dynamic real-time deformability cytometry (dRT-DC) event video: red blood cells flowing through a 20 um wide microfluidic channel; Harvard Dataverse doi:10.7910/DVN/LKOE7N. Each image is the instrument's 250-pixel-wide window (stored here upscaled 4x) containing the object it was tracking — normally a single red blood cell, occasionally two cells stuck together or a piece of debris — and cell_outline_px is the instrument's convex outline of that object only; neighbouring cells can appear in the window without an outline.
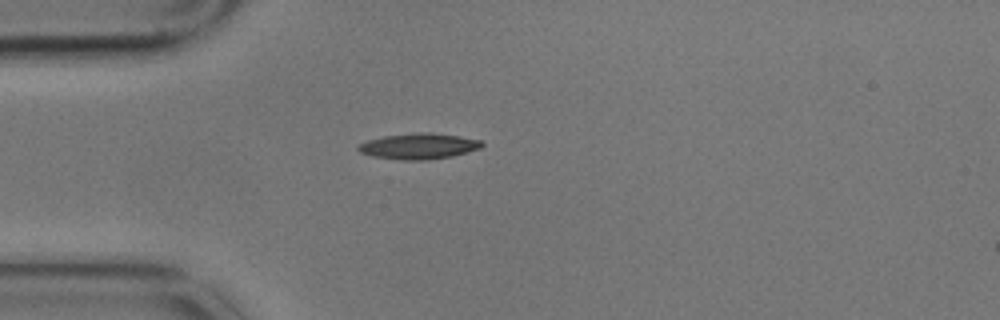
{"species": "common noctule bat (a hibernating species)", "species_latin": "Nyctalus noctula", "temperature_condition": "cold", "stored_images_in_passage": 2, "camera_frame_rate_fps": 3000, "um_per_image_px": 0.085, "animal": {"sex": "male", "body_mass_g": 17.9}, "frame": {"image": 1, "passage_image": 1, "time_ms": 0.0, "image_size_px": [1000, 320], "cell_outline_px": [[484, 144], [480, 148], [468, 152], [452, 156], [428, 160], [404, 160], [372, 156], [360, 152], [356, 148], [360, 144], [368, 140], [384, 136], [416, 132], [432, 132], [460, 136], [484, 140]], "centroid_in_image_um": [35.64, 12.42], "position_along_channel_um": 49.4, "area_um2": 18.73}}